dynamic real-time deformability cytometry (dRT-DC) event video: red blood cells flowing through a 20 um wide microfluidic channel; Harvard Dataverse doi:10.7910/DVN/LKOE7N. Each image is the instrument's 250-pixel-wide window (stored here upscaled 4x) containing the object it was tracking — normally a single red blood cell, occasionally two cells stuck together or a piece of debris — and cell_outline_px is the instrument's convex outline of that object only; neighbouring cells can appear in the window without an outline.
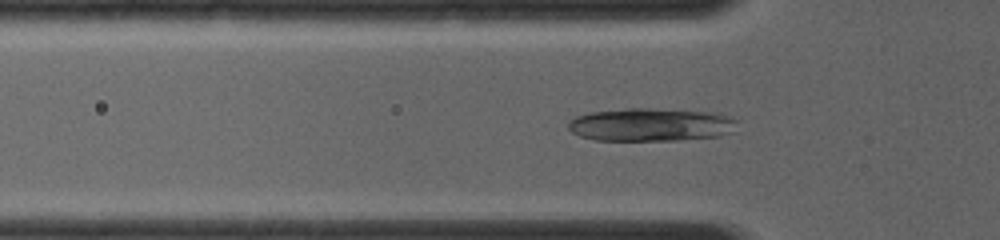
{"species": "common noctule bat (a hibernating species)", "species_latin": "Nyctalus noctula", "temperature_condition": "room temperature", "stored_images_in_passage": 18, "camera_frame_rate_fps": 4000, "um_per_image_px": 0.085, "animal": {"sex": "female", "body_mass_g": 19.0, "forearm_length_mm": 56.7}, "frame": {"image": 1, "passage_image": 7, "time_ms": 2.25, "image_size_px": [1000, 240], "cell_outline_px": [[736, 120], [732, 132], [720, 136], [680, 140], [596, 140], [580, 136], [572, 132], [568, 128], [568, 124], [576, 116], [588, 112], [628, 108], [648, 108], [720, 112]], "centroid_in_image_um": [55.33, 10.59], "position_along_channel_um": 70.5, "area_um2": 32.71}}
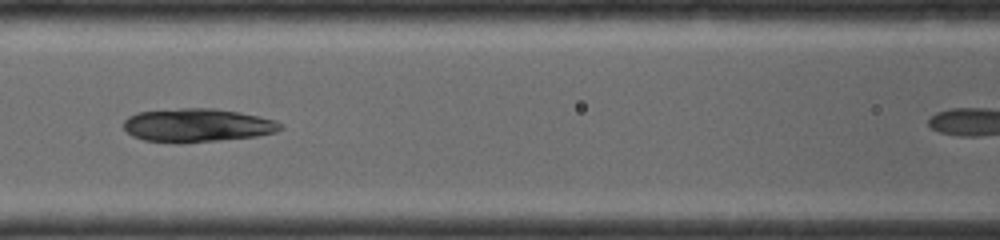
{"frame": {"image": 2, "passage_image": 12, "time_ms": 4.0, "image_size_px": [1000, 240], "cell_outline_px": [[284, 128], [276, 132], [256, 136], [176, 144], [144, 140], [132, 136], [124, 128], [124, 120], [128, 116], [136, 112], [180, 108], [216, 108], [240, 112], [260, 116], [276, 120]], "centroid_in_image_um": [16.75, 10.64], "position_along_channel_um": 149.9, "area_um2": 30.81}}
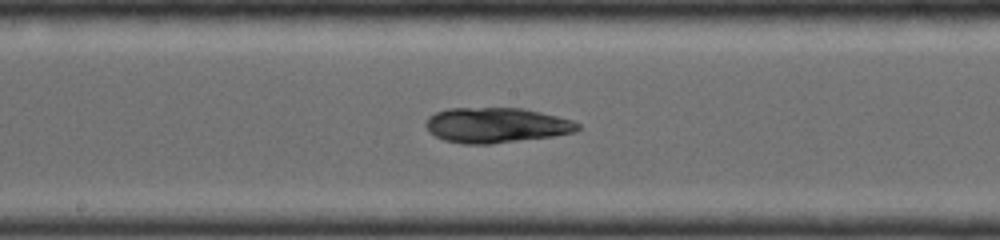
{"frame": {"image": 3, "passage_image": 16, "time_ms": 5.25, "image_size_px": [1000, 240], "cell_outline_px": [[580, 128], [576, 132], [552, 136], [492, 144], [464, 144], [444, 140], [428, 132], [424, 124], [428, 116], [436, 112], [448, 108], [524, 108], [572, 120], [580, 124]], "centroid_in_image_um": [42.15, 10.64], "position_along_channel_um": 206.0, "area_um2": 31.27}}